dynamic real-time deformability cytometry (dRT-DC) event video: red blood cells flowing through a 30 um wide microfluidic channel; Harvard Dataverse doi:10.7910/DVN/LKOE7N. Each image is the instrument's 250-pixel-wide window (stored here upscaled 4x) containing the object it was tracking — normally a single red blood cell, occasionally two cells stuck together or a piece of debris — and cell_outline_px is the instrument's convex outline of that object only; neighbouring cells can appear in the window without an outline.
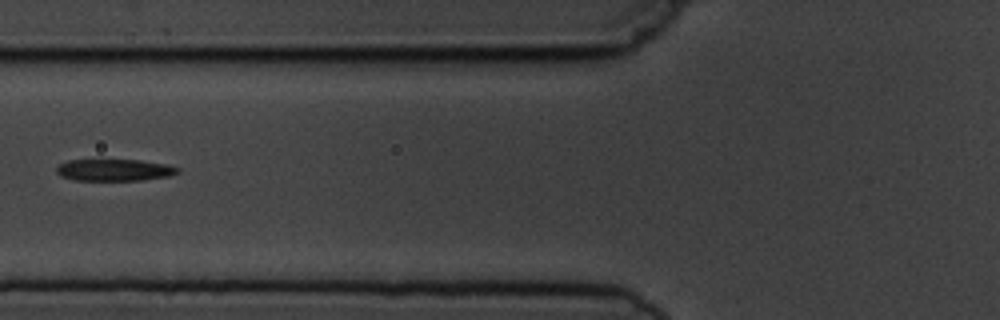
{"species": "common noctule bat (a hibernating species)", "species_latin": "Nyctalus noctula", "temperature_condition": "cold", "stored_images_in_passage": 6, "camera_frame_rate_fps": 3000, "um_per_image_px": 0.085, "animal": {"sex": "male", "body_mass_g": 19.5, "forearm_length_mm": 54.6}, "frame": {"image": 1, "passage_image": 6, "time_ms": 6.667, "image_size_px": [1000, 320], "cell_outline_px": [[180, 172], [168, 176], [144, 180], [72, 180], [60, 176], [56, 172], [56, 168], [60, 164], [68, 160], [140, 160], [168, 164], [180, 168]], "centroid_in_image_um": [9.74, 14.45], "position_along_channel_um": 116.1, "area_um2": 15.49}}